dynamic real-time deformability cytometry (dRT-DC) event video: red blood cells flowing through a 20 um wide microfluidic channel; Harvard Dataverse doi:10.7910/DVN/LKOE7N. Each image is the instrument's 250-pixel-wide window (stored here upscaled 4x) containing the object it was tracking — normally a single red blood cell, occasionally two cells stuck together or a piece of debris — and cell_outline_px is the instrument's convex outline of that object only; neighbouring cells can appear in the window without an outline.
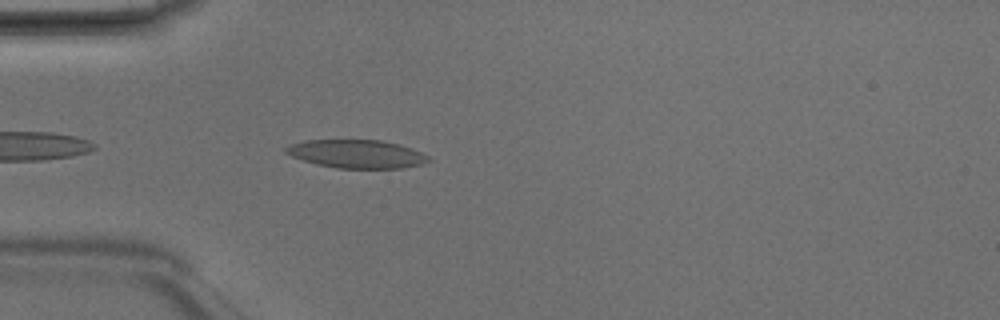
{"species": "Egyptian fruit bat (a non-hibernating species)", "species_latin": "Rousettus aegyptiacus", "temperature_condition": "room temperature", "stored_images_in_passage": 4, "camera_frame_rate_fps": 3000, "um_per_image_px": 0.085, "animal": {"sex": "male"}, "frame": {"image": 1, "passage_image": 4, "time_ms": 1.0, "image_size_px": [1000, 320], "cell_outline_px": [[432, 160], [424, 164], [400, 168], [336, 168], [304, 160], [292, 156], [284, 152], [284, 148], [292, 144], [304, 140], [380, 140], [400, 144], [412, 148], [428, 156]], "centroid_in_image_um": [30.36, 13.08], "position_along_channel_um": 54.6, "area_um2": 23.41}}